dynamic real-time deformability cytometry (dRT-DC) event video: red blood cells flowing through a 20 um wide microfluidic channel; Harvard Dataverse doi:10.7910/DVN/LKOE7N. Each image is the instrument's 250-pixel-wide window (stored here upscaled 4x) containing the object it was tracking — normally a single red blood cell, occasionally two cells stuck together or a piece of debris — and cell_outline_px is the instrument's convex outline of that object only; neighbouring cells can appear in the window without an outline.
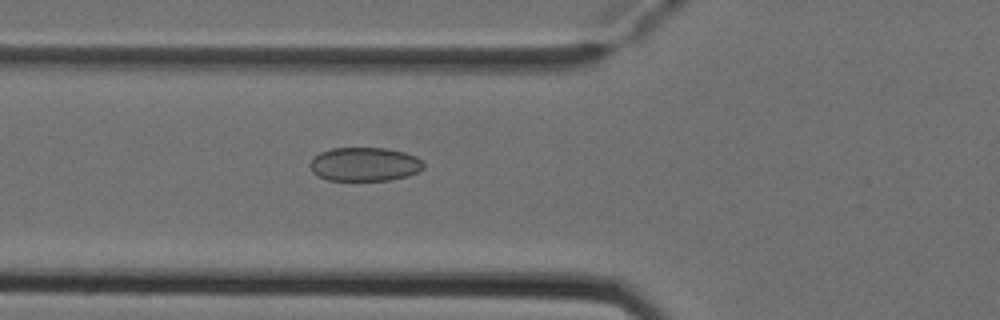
{"species": "Egyptian fruit bat (a non-hibernating species)", "species_latin": "Rousettus aegyptiacus", "temperature_condition": "cold", "stored_images_in_passage": 5, "camera_frame_rate_fps": 3000, "um_per_image_px": 0.085, "animal": {"sex": "female"}, "frame": {"image": 1, "passage_image": 5, "time_ms": 1.333, "image_size_px": [1000, 320], "cell_outline_px": [[424, 168], [408, 176], [388, 180], [328, 180], [312, 172], [308, 164], [312, 156], [320, 152], [332, 148], [384, 148], [404, 152], [416, 156], [424, 160]], "centroid_in_image_um": [30.98, 13.95], "position_along_channel_um": 94.8, "area_um2": 22.54}}